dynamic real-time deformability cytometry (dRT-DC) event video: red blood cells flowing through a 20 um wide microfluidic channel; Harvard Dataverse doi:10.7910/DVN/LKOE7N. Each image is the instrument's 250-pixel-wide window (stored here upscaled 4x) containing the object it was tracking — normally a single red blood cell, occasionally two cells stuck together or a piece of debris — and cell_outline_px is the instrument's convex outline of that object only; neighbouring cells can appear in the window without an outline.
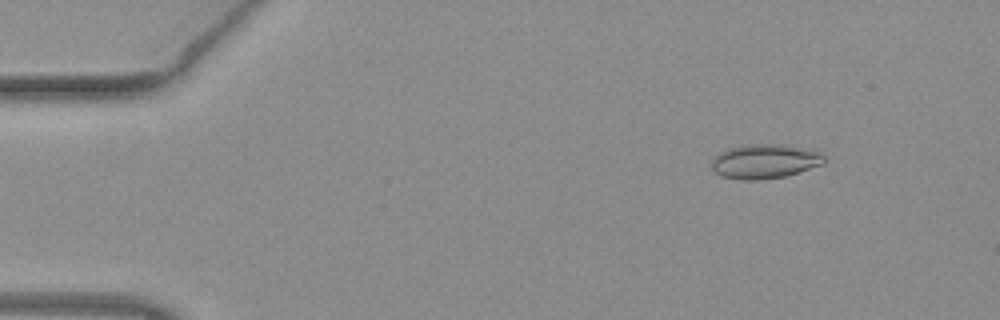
{"species": "common noctule bat (a hibernating species)", "species_latin": "Nyctalus noctula", "temperature_condition": "warm", "stored_images_in_passage": 50, "camera_frame_rate_fps": 3000, "um_per_image_px": 0.085, "animal": {"sex": "female", "body_mass_g": 19.3, "forearm_length_mm": 54.1}, "frame": {"image": 1, "passage_image": 5, "time_ms": 1.333, "image_size_px": [1000, 320], "cell_outline_px": [[824, 164], [784, 176], [760, 180], [740, 180], [724, 176], [716, 172], [712, 168], [712, 160], [720, 152], [728, 148], [752, 144], [776, 144], [808, 148], [820, 152], [824, 156]], "centroid_in_image_um": [65.02, 13.71], "position_along_channel_um": 20.0, "area_um2": 22.37}}
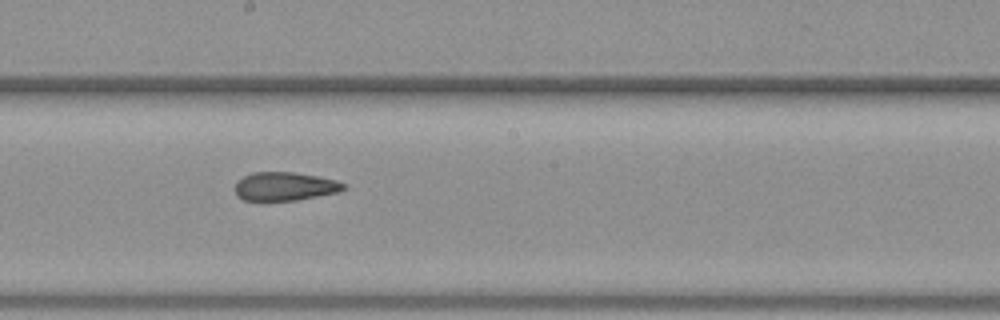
{"frame": {"image": 2, "passage_image": 27, "time_ms": 8.667, "image_size_px": [1000, 320], "cell_outline_px": [[348, 188], [340, 192], [296, 200], [244, 200], [236, 196], [236, 180], [252, 172], [292, 172], [316, 176], [336, 180], [348, 184]], "centroid_in_image_um": [24.25, 15.84], "position_along_channel_um": 224.0, "area_um2": 18.15}}
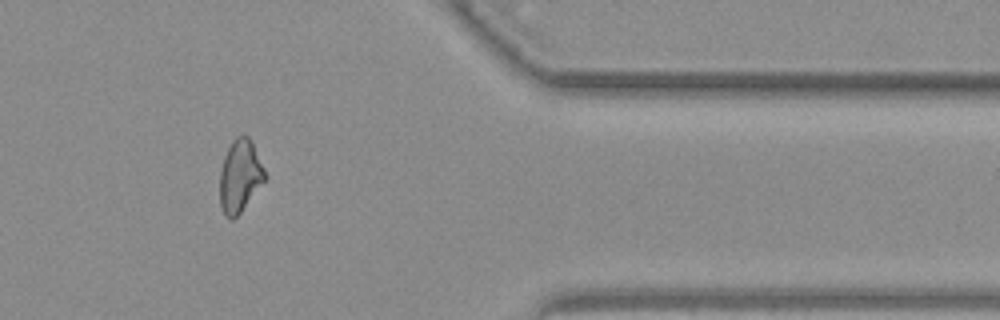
{"frame": {"image": 3, "passage_image": 41, "time_ms": 13.333, "image_size_px": [1000, 320], "cell_outline_px": [[264, 180], [240, 212], [232, 220], [224, 216], [220, 204], [220, 172], [224, 156], [232, 140], [236, 136], [248, 136], [264, 168]], "centroid_in_image_um": [20.35, 14.97], "position_along_channel_um": 391.0, "area_um2": 18.5}, "authors_computed_cell_mechanics": {"area_um2": 19.3919, "velocity_mm_per_s": 4.0582, "shape_relaxation_time_tau1_ms": null, "shape_relaxation_time_tau2_ms": 2.2263, "deformation_change_tau1": null, "deformation_change_tau2": 0.0992}}